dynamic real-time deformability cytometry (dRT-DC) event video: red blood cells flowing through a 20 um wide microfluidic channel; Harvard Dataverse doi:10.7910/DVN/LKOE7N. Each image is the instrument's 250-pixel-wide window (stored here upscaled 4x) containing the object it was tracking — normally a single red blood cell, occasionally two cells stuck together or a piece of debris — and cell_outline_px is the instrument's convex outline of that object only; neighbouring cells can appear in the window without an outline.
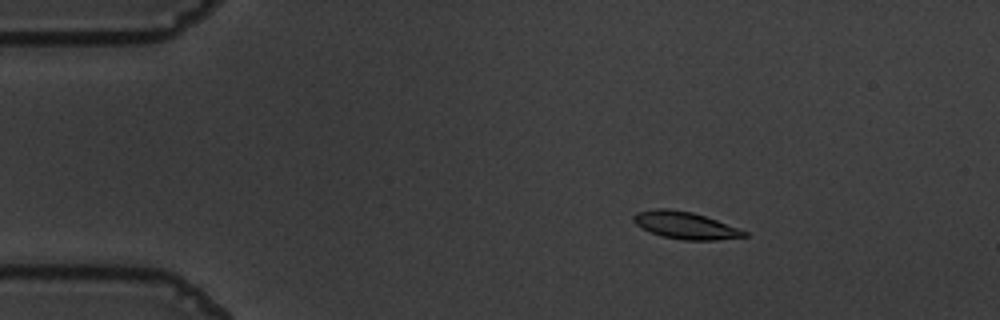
{"species": "common noctule bat (a hibernating species)", "species_latin": "Nyctalus noctula", "temperature_condition": "warm", "stored_images_in_passage": 55, "camera_frame_rate_fps": 3000, "um_per_image_px": 0.085, "animal": {"sex": "male", "body_mass_g": 19.5, "forearm_length_mm": 54.6}, "frame": {"image": 1, "passage_image": 9, "time_ms": 2.667, "image_size_px": [1000, 320], "cell_outline_px": [[748, 236], [716, 240], [684, 240], [660, 236], [636, 224], [632, 220], [632, 216], [636, 212], [656, 208], [668, 208], [692, 212], [716, 220], [748, 232]], "centroid_in_image_um": [58.23, 19.15], "position_along_channel_um": 26.8, "area_um2": 17.4}}
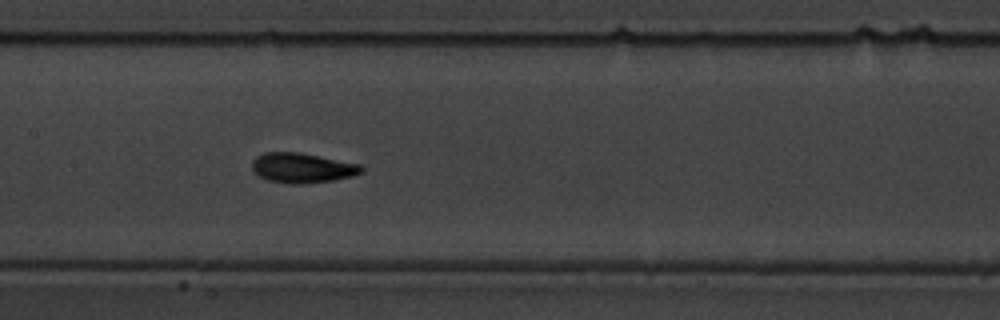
{"frame": {"image": 2, "passage_image": 27, "time_ms": 8.667, "image_size_px": [1000, 320], "cell_outline_px": [[364, 172], [352, 176], [336, 180], [300, 184], [288, 184], [268, 180], [252, 172], [252, 160], [256, 156], [264, 152], [300, 152], [360, 164], [364, 168]], "centroid_in_image_um": [25.69, 14.27], "position_along_channel_um": 181.7, "area_um2": 19.31}}
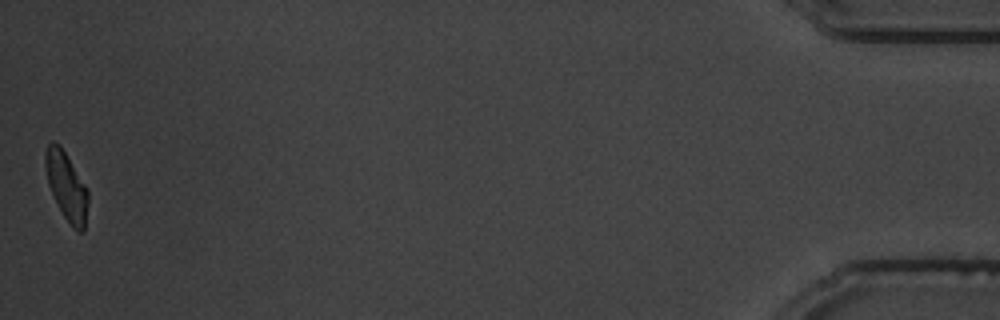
{"frame": {"image": 3, "passage_image": 55, "time_ms": 18.0, "image_size_px": [1000, 320], "cell_outline_px": [[88, 204], [84, 232], [76, 232], [72, 228], [64, 216], [48, 184], [44, 164], [44, 152], [48, 144], [52, 140], [60, 144], [88, 188]], "centroid_in_image_um": [5.66, 15.81], "position_along_channel_um": 429.5, "area_um2": 17.17}, "authors_computed_cell_mechanics": {"area_um2": 17.6868, "velocity_mm_per_s": 3.6531, "shape_relaxation_time_tau1_ms": 2.6446, "shape_relaxation_time_tau2_ms": 2.087, "deformation_change_tau1": 0.1432, "deformation_change_tau2": 0.0854}}